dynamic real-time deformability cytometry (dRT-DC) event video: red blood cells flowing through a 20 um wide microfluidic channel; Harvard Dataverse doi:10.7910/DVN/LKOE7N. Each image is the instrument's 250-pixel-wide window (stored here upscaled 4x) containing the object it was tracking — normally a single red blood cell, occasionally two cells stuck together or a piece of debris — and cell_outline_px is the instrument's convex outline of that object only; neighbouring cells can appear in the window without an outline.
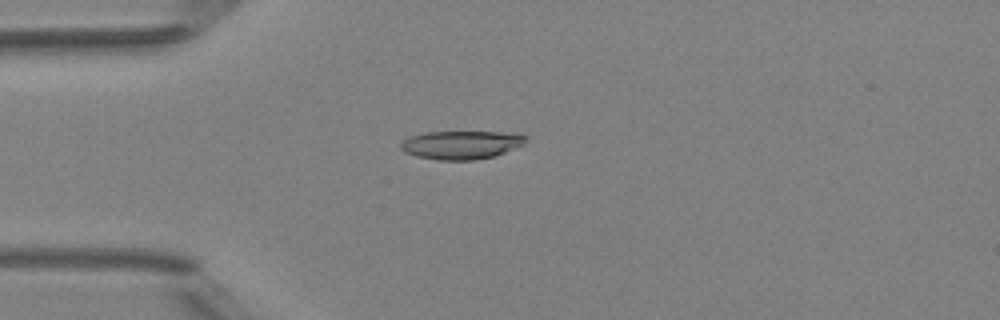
{"species": "Egyptian fruit bat (a non-hibernating species)", "species_latin": "Rousettus aegyptiacus", "temperature_condition": "room temperature", "stored_images_in_passage": 2, "camera_frame_rate_fps": 3000, "um_per_image_px": 0.085, "animal": {"sex": "female"}, "frame": {"image": 1, "passage_image": 1, "time_ms": 0.0, "image_size_px": [1000, 320], "cell_outline_px": [[528, 136], [524, 144], [504, 152], [492, 156], [476, 160], [440, 160], [416, 156], [404, 152], [400, 148], [400, 144], [404, 140], [412, 136], [424, 132], [500, 132]], "centroid_in_image_um": [39.17, 12.31], "position_along_channel_um": 45.8, "area_um2": 20.46}}